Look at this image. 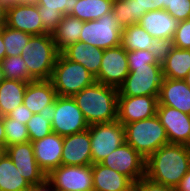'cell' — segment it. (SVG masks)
Listing matches in <instances>:
<instances>
[{
	"mask_svg": "<svg viewBox=\"0 0 190 191\" xmlns=\"http://www.w3.org/2000/svg\"><path fill=\"white\" fill-rule=\"evenodd\" d=\"M190 169V146L166 144L146 159L145 176L153 182L176 188Z\"/></svg>",
	"mask_w": 190,
	"mask_h": 191,
	"instance_id": "1",
	"label": "cell"
},
{
	"mask_svg": "<svg viewBox=\"0 0 190 191\" xmlns=\"http://www.w3.org/2000/svg\"><path fill=\"white\" fill-rule=\"evenodd\" d=\"M89 125L118 119V89L95 82L73 96Z\"/></svg>",
	"mask_w": 190,
	"mask_h": 191,
	"instance_id": "2",
	"label": "cell"
},
{
	"mask_svg": "<svg viewBox=\"0 0 190 191\" xmlns=\"http://www.w3.org/2000/svg\"><path fill=\"white\" fill-rule=\"evenodd\" d=\"M58 54L52 34L32 35L22 49L21 58L34 80H49Z\"/></svg>",
	"mask_w": 190,
	"mask_h": 191,
	"instance_id": "3",
	"label": "cell"
},
{
	"mask_svg": "<svg viewBox=\"0 0 190 191\" xmlns=\"http://www.w3.org/2000/svg\"><path fill=\"white\" fill-rule=\"evenodd\" d=\"M125 127V142L147 159L163 145L169 144L164 126L157 115L128 123Z\"/></svg>",
	"mask_w": 190,
	"mask_h": 191,
	"instance_id": "4",
	"label": "cell"
},
{
	"mask_svg": "<svg viewBox=\"0 0 190 191\" xmlns=\"http://www.w3.org/2000/svg\"><path fill=\"white\" fill-rule=\"evenodd\" d=\"M50 80L57 96L62 97H73L96 82L95 76L83 65L66 59L61 53L58 54Z\"/></svg>",
	"mask_w": 190,
	"mask_h": 191,
	"instance_id": "5",
	"label": "cell"
},
{
	"mask_svg": "<svg viewBox=\"0 0 190 191\" xmlns=\"http://www.w3.org/2000/svg\"><path fill=\"white\" fill-rule=\"evenodd\" d=\"M162 80L160 64L129 67V74L118 88V96H158Z\"/></svg>",
	"mask_w": 190,
	"mask_h": 191,
	"instance_id": "6",
	"label": "cell"
},
{
	"mask_svg": "<svg viewBox=\"0 0 190 191\" xmlns=\"http://www.w3.org/2000/svg\"><path fill=\"white\" fill-rule=\"evenodd\" d=\"M122 28L115 19L114 13L103 15L98 20L83 21L79 41L103 50L121 44Z\"/></svg>",
	"mask_w": 190,
	"mask_h": 191,
	"instance_id": "7",
	"label": "cell"
},
{
	"mask_svg": "<svg viewBox=\"0 0 190 191\" xmlns=\"http://www.w3.org/2000/svg\"><path fill=\"white\" fill-rule=\"evenodd\" d=\"M92 164L105 157L125 142V127L118 120L89 125Z\"/></svg>",
	"mask_w": 190,
	"mask_h": 191,
	"instance_id": "8",
	"label": "cell"
},
{
	"mask_svg": "<svg viewBox=\"0 0 190 191\" xmlns=\"http://www.w3.org/2000/svg\"><path fill=\"white\" fill-rule=\"evenodd\" d=\"M54 133L65 137L86 131L89 124L73 97L57 96L55 99V113L51 122Z\"/></svg>",
	"mask_w": 190,
	"mask_h": 191,
	"instance_id": "9",
	"label": "cell"
},
{
	"mask_svg": "<svg viewBox=\"0 0 190 191\" xmlns=\"http://www.w3.org/2000/svg\"><path fill=\"white\" fill-rule=\"evenodd\" d=\"M46 179L58 191H93L92 165H61L51 170Z\"/></svg>",
	"mask_w": 190,
	"mask_h": 191,
	"instance_id": "10",
	"label": "cell"
},
{
	"mask_svg": "<svg viewBox=\"0 0 190 191\" xmlns=\"http://www.w3.org/2000/svg\"><path fill=\"white\" fill-rule=\"evenodd\" d=\"M102 165L127 176L134 184L145 177L146 159L124 142L101 162Z\"/></svg>",
	"mask_w": 190,
	"mask_h": 191,
	"instance_id": "11",
	"label": "cell"
},
{
	"mask_svg": "<svg viewBox=\"0 0 190 191\" xmlns=\"http://www.w3.org/2000/svg\"><path fill=\"white\" fill-rule=\"evenodd\" d=\"M128 74L127 51L121 45L105 49L96 82L118 89Z\"/></svg>",
	"mask_w": 190,
	"mask_h": 191,
	"instance_id": "12",
	"label": "cell"
},
{
	"mask_svg": "<svg viewBox=\"0 0 190 191\" xmlns=\"http://www.w3.org/2000/svg\"><path fill=\"white\" fill-rule=\"evenodd\" d=\"M5 153L31 186L41 184L46 180L47 175L36 162L32 142L7 146Z\"/></svg>",
	"mask_w": 190,
	"mask_h": 191,
	"instance_id": "13",
	"label": "cell"
},
{
	"mask_svg": "<svg viewBox=\"0 0 190 191\" xmlns=\"http://www.w3.org/2000/svg\"><path fill=\"white\" fill-rule=\"evenodd\" d=\"M158 96H118V121L123 125L153 117Z\"/></svg>",
	"mask_w": 190,
	"mask_h": 191,
	"instance_id": "14",
	"label": "cell"
},
{
	"mask_svg": "<svg viewBox=\"0 0 190 191\" xmlns=\"http://www.w3.org/2000/svg\"><path fill=\"white\" fill-rule=\"evenodd\" d=\"M156 115L166 130L170 144L190 146V115L169 106H158Z\"/></svg>",
	"mask_w": 190,
	"mask_h": 191,
	"instance_id": "15",
	"label": "cell"
},
{
	"mask_svg": "<svg viewBox=\"0 0 190 191\" xmlns=\"http://www.w3.org/2000/svg\"><path fill=\"white\" fill-rule=\"evenodd\" d=\"M40 18L37 4H15L7 7L6 26L30 35H42L44 28Z\"/></svg>",
	"mask_w": 190,
	"mask_h": 191,
	"instance_id": "16",
	"label": "cell"
},
{
	"mask_svg": "<svg viewBox=\"0 0 190 191\" xmlns=\"http://www.w3.org/2000/svg\"><path fill=\"white\" fill-rule=\"evenodd\" d=\"M61 165H92L89 130L63 137Z\"/></svg>",
	"mask_w": 190,
	"mask_h": 191,
	"instance_id": "17",
	"label": "cell"
},
{
	"mask_svg": "<svg viewBox=\"0 0 190 191\" xmlns=\"http://www.w3.org/2000/svg\"><path fill=\"white\" fill-rule=\"evenodd\" d=\"M32 145L36 162L46 175L54 168L61 166L62 136L52 132L40 140L33 141Z\"/></svg>",
	"mask_w": 190,
	"mask_h": 191,
	"instance_id": "18",
	"label": "cell"
},
{
	"mask_svg": "<svg viewBox=\"0 0 190 191\" xmlns=\"http://www.w3.org/2000/svg\"><path fill=\"white\" fill-rule=\"evenodd\" d=\"M158 106H169L190 115V87L183 79L163 78Z\"/></svg>",
	"mask_w": 190,
	"mask_h": 191,
	"instance_id": "19",
	"label": "cell"
},
{
	"mask_svg": "<svg viewBox=\"0 0 190 191\" xmlns=\"http://www.w3.org/2000/svg\"><path fill=\"white\" fill-rule=\"evenodd\" d=\"M138 24L155 39L167 38L172 40L179 22L163 9L145 13Z\"/></svg>",
	"mask_w": 190,
	"mask_h": 191,
	"instance_id": "20",
	"label": "cell"
},
{
	"mask_svg": "<svg viewBox=\"0 0 190 191\" xmlns=\"http://www.w3.org/2000/svg\"><path fill=\"white\" fill-rule=\"evenodd\" d=\"M93 191H131L134 183L123 174L102 165L92 164Z\"/></svg>",
	"mask_w": 190,
	"mask_h": 191,
	"instance_id": "21",
	"label": "cell"
},
{
	"mask_svg": "<svg viewBox=\"0 0 190 191\" xmlns=\"http://www.w3.org/2000/svg\"><path fill=\"white\" fill-rule=\"evenodd\" d=\"M57 93L51 80H33L27 84L23 104L33 113H39L45 106L52 104Z\"/></svg>",
	"mask_w": 190,
	"mask_h": 191,
	"instance_id": "22",
	"label": "cell"
},
{
	"mask_svg": "<svg viewBox=\"0 0 190 191\" xmlns=\"http://www.w3.org/2000/svg\"><path fill=\"white\" fill-rule=\"evenodd\" d=\"M103 53V49L89 46L82 41L68 46L61 52L66 59L80 63L95 77L99 73Z\"/></svg>",
	"mask_w": 190,
	"mask_h": 191,
	"instance_id": "23",
	"label": "cell"
},
{
	"mask_svg": "<svg viewBox=\"0 0 190 191\" xmlns=\"http://www.w3.org/2000/svg\"><path fill=\"white\" fill-rule=\"evenodd\" d=\"M82 28L83 21L71 15H64L56 31L52 34L57 51L61 53L68 46L77 43Z\"/></svg>",
	"mask_w": 190,
	"mask_h": 191,
	"instance_id": "24",
	"label": "cell"
},
{
	"mask_svg": "<svg viewBox=\"0 0 190 191\" xmlns=\"http://www.w3.org/2000/svg\"><path fill=\"white\" fill-rule=\"evenodd\" d=\"M28 82L5 79L0 84V116H7L16 107L23 104Z\"/></svg>",
	"mask_w": 190,
	"mask_h": 191,
	"instance_id": "25",
	"label": "cell"
},
{
	"mask_svg": "<svg viewBox=\"0 0 190 191\" xmlns=\"http://www.w3.org/2000/svg\"><path fill=\"white\" fill-rule=\"evenodd\" d=\"M31 187L10 157L4 153L0 158V191H30Z\"/></svg>",
	"mask_w": 190,
	"mask_h": 191,
	"instance_id": "26",
	"label": "cell"
},
{
	"mask_svg": "<svg viewBox=\"0 0 190 191\" xmlns=\"http://www.w3.org/2000/svg\"><path fill=\"white\" fill-rule=\"evenodd\" d=\"M190 70V49L173 48L162 64L163 78L183 79Z\"/></svg>",
	"mask_w": 190,
	"mask_h": 191,
	"instance_id": "27",
	"label": "cell"
},
{
	"mask_svg": "<svg viewBox=\"0 0 190 191\" xmlns=\"http://www.w3.org/2000/svg\"><path fill=\"white\" fill-rule=\"evenodd\" d=\"M55 113V101L45 106L39 113L33 114L26 126L30 142L40 140L53 132L51 122Z\"/></svg>",
	"mask_w": 190,
	"mask_h": 191,
	"instance_id": "28",
	"label": "cell"
},
{
	"mask_svg": "<svg viewBox=\"0 0 190 191\" xmlns=\"http://www.w3.org/2000/svg\"><path fill=\"white\" fill-rule=\"evenodd\" d=\"M114 0H79L70 14L81 21L98 20L112 12Z\"/></svg>",
	"mask_w": 190,
	"mask_h": 191,
	"instance_id": "29",
	"label": "cell"
},
{
	"mask_svg": "<svg viewBox=\"0 0 190 191\" xmlns=\"http://www.w3.org/2000/svg\"><path fill=\"white\" fill-rule=\"evenodd\" d=\"M153 37L139 24L122 28L121 46L126 51L147 50L152 46Z\"/></svg>",
	"mask_w": 190,
	"mask_h": 191,
	"instance_id": "30",
	"label": "cell"
},
{
	"mask_svg": "<svg viewBox=\"0 0 190 191\" xmlns=\"http://www.w3.org/2000/svg\"><path fill=\"white\" fill-rule=\"evenodd\" d=\"M4 78L10 80H17L21 82H30L34 79L28 74V67L25 61L18 56H6L1 61Z\"/></svg>",
	"mask_w": 190,
	"mask_h": 191,
	"instance_id": "31",
	"label": "cell"
},
{
	"mask_svg": "<svg viewBox=\"0 0 190 191\" xmlns=\"http://www.w3.org/2000/svg\"><path fill=\"white\" fill-rule=\"evenodd\" d=\"M112 12L121 28L138 24L136 0H114Z\"/></svg>",
	"mask_w": 190,
	"mask_h": 191,
	"instance_id": "32",
	"label": "cell"
},
{
	"mask_svg": "<svg viewBox=\"0 0 190 191\" xmlns=\"http://www.w3.org/2000/svg\"><path fill=\"white\" fill-rule=\"evenodd\" d=\"M32 35L19 31L8 26L3 27V42L5 45L6 56L21 55L22 49L25 47Z\"/></svg>",
	"mask_w": 190,
	"mask_h": 191,
	"instance_id": "33",
	"label": "cell"
},
{
	"mask_svg": "<svg viewBox=\"0 0 190 191\" xmlns=\"http://www.w3.org/2000/svg\"><path fill=\"white\" fill-rule=\"evenodd\" d=\"M5 148L13 144L29 142L28 128L16 119L4 117Z\"/></svg>",
	"mask_w": 190,
	"mask_h": 191,
	"instance_id": "34",
	"label": "cell"
},
{
	"mask_svg": "<svg viewBox=\"0 0 190 191\" xmlns=\"http://www.w3.org/2000/svg\"><path fill=\"white\" fill-rule=\"evenodd\" d=\"M149 51L152 52L157 64L162 65L169 53L174 48L173 41L167 38H153Z\"/></svg>",
	"mask_w": 190,
	"mask_h": 191,
	"instance_id": "35",
	"label": "cell"
},
{
	"mask_svg": "<svg viewBox=\"0 0 190 191\" xmlns=\"http://www.w3.org/2000/svg\"><path fill=\"white\" fill-rule=\"evenodd\" d=\"M79 0H39L37 5L43 6V11L61 12L63 15H70L74 5Z\"/></svg>",
	"mask_w": 190,
	"mask_h": 191,
	"instance_id": "36",
	"label": "cell"
},
{
	"mask_svg": "<svg viewBox=\"0 0 190 191\" xmlns=\"http://www.w3.org/2000/svg\"><path fill=\"white\" fill-rule=\"evenodd\" d=\"M172 41L175 48L190 49V19L179 22Z\"/></svg>",
	"mask_w": 190,
	"mask_h": 191,
	"instance_id": "37",
	"label": "cell"
},
{
	"mask_svg": "<svg viewBox=\"0 0 190 191\" xmlns=\"http://www.w3.org/2000/svg\"><path fill=\"white\" fill-rule=\"evenodd\" d=\"M38 11L43 23L44 34H53L64 15L61 12L43 11V6H38Z\"/></svg>",
	"mask_w": 190,
	"mask_h": 191,
	"instance_id": "38",
	"label": "cell"
},
{
	"mask_svg": "<svg viewBox=\"0 0 190 191\" xmlns=\"http://www.w3.org/2000/svg\"><path fill=\"white\" fill-rule=\"evenodd\" d=\"M128 67H141L146 64H157L152 52L147 50L127 51Z\"/></svg>",
	"mask_w": 190,
	"mask_h": 191,
	"instance_id": "39",
	"label": "cell"
},
{
	"mask_svg": "<svg viewBox=\"0 0 190 191\" xmlns=\"http://www.w3.org/2000/svg\"><path fill=\"white\" fill-rule=\"evenodd\" d=\"M165 10L178 22L190 19V0H174Z\"/></svg>",
	"mask_w": 190,
	"mask_h": 191,
	"instance_id": "40",
	"label": "cell"
},
{
	"mask_svg": "<svg viewBox=\"0 0 190 191\" xmlns=\"http://www.w3.org/2000/svg\"><path fill=\"white\" fill-rule=\"evenodd\" d=\"M135 191H176V188L151 181L146 176L134 184Z\"/></svg>",
	"mask_w": 190,
	"mask_h": 191,
	"instance_id": "41",
	"label": "cell"
},
{
	"mask_svg": "<svg viewBox=\"0 0 190 191\" xmlns=\"http://www.w3.org/2000/svg\"><path fill=\"white\" fill-rule=\"evenodd\" d=\"M138 6V22L142 16L153 10H163L161 0H136Z\"/></svg>",
	"mask_w": 190,
	"mask_h": 191,
	"instance_id": "42",
	"label": "cell"
},
{
	"mask_svg": "<svg viewBox=\"0 0 190 191\" xmlns=\"http://www.w3.org/2000/svg\"><path fill=\"white\" fill-rule=\"evenodd\" d=\"M32 115L33 113L24 104H22L12 110L7 116L26 125Z\"/></svg>",
	"mask_w": 190,
	"mask_h": 191,
	"instance_id": "43",
	"label": "cell"
},
{
	"mask_svg": "<svg viewBox=\"0 0 190 191\" xmlns=\"http://www.w3.org/2000/svg\"><path fill=\"white\" fill-rule=\"evenodd\" d=\"M176 191H190V169L181 179L179 185L176 187Z\"/></svg>",
	"mask_w": 190,
	"mask_h": 191,
	"instance_id": "44",
	"label": "cell"
},
{
	"mask_svg": "<svg viewBox=\"0 0 190 191\" xmlns=\"http://www.w3.org/2000/svg\"><path fill=\"white\" fill-rule=\"evenodd\" d=\"M30 191H56L54 186L46 179L43 183L33 185Z\"/></svg>",
	"mask_w": 190,
	"mask_h": 191,
	"instance_id": "45",
	"label": "cell"
},
{
	"mask_svg": "<svg viewBox=\"0 0 190 191\" xmlns=\"http://www.w3.org/2000/svg\"><path fill=\"white\" fill-rule=\"evenodd\" d=\"M38 1L39 0H0V3L4 4L6 7H10L15 4H27V3L37 4Z\"/></svg>",
	"mask_w": 190,
	"mask_h": 191,
	"instance_id": "46",
	"label": "cell"
},
{
	"mask_svg": "<svg viewBox=\"0 0 190 191\" xmlns=\"http://www.w3.org/2000/svg\"><path fill=\"white\" fill-rule=\"evenodd\" d=\"M7 24V7L0 3V29Z\"/></svg>",
	"mask_w": 190,
	"mask_h": 191,
	"instance_id": "47",
	"label": "cell"
},
{
	"mask_svg": "<svg viewBox=\"0 0 190 191\" xmlns=\"http://www.w3.org/2000/svg\"><path fill=\"white\" fill-rule=\"evenodd\" d=\"M0 145L5 147L4 117L0 116Z\"/></svg>",
	"mask_w": 190,
	"mask_h": 191,
	"instance_id": "48",
	"label": "cell"
},
{
	"mask_svg": "<svg viewBox=\"0 0 190 191\" xmlns=\"http://www.w3.org/2000/svg\"><path fill=\"white\" fill-rule=\"evenodd\" d=\"M6 57L5 45L3 42V27L0 29V62Z\"/></svg>",
	"mask_w": 190,
	"mask_h": 191,
	"instance_id": "49",
	"label": "cell"
},
{
	"mask_svg": "<svg viewBox=\"0 0 190 191\" xmlns=\"http://www.w3.org/2000/svg\"><path fill=\"white\" fill-rule=\"evenodd\" d=\"M174 0H161L163 3V9H165L168 5H171Z\"/></svg>",
	"mask_w": 190,
	"mask_h": 191,
	"instance_id": "50",
	"label": "cell"
},
{
	"mask_svg": "<svg viewBox=\"0 0 190 191\" xmlns=\"http://www.w3.org/2000/svg\"><path fill=\"white\" fill-rule=\"evenodd\" d=\"M5 80L4 78V72H3V69H2V65H1V62H0V84Z\"/></svg>",
	"mask_w": 190,
	"mask_h": 191,
	"instance_id": "51",
	"label": "cell"
},
{
	"mask_svg": "<svg viewBox=\"0 0 190 191\" xmlns=\"http://www.w3.org/2000/svg\"><path fill=\"white\" fill-rule=\"evenodd\" d=\"M184 81L190 87V70H189L188 74L186 75V77L184 78Z\"/></svg>",
	"mask_w": 190,
	"mask_h": 191,
	"instance_id": "52",
	"label": "cell"
},
{
	"mask_svg": "<svg viewBox=\"0 0 190 191\" xmlns=\"http://www.w3.org/2000/svg\"><path fill=\"white\" fill-rule=\"evenodd\" d=\"M5 153V147L0 145V158L2 157V155Z\"/></svg>",
	"mask_w": 190,
	"mask_h": 191,
	"instance_id": "53",
	"label": "cell"
}]
</instances>
